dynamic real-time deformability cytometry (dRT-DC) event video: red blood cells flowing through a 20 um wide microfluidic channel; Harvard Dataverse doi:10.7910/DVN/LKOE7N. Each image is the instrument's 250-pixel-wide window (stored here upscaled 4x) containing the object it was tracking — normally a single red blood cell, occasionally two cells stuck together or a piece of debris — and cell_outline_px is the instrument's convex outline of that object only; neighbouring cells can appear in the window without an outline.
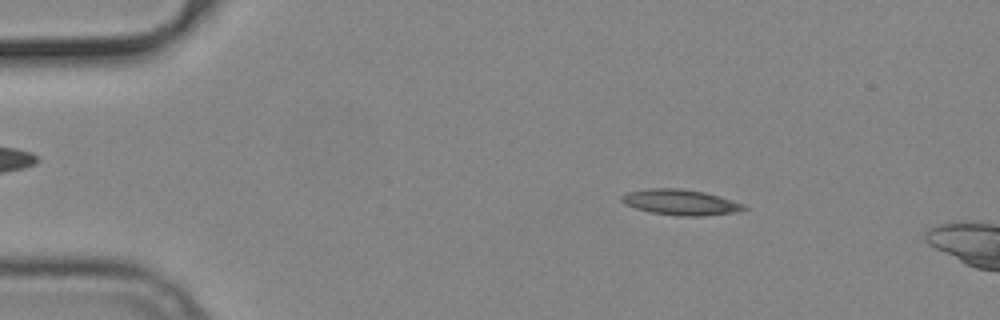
{"species": "common noctule bat (a hibernating species)", "species_latin": "Nyctalus noctula", "temperature_condition": "cold", "stored_images_in_passage": 14, "camera_frame_rate_fps": 3000, "um_per_image_px": 0.085, "animal": {"sex": "male", "body_mass_g": 19.2, "forearm_length_mm": 51.8}, "frame": {"image": 1, "passage_image": 8, "time_ms": 2.333, "image_size_px": [1000, 320], "cell_outline_px": [[748, 208], [736, 212], [700, 216], [676, 216], [648, 212], [624, 204], [620, 200], [620, 196], [628, 192], [648, 188], [680, 188], [704, 192], [720, 196], [744, 204]], "centroid_in_image_um": [57.82, 17.19], "position_along_channel_um": 27.2, "area_um2": 18.38}}